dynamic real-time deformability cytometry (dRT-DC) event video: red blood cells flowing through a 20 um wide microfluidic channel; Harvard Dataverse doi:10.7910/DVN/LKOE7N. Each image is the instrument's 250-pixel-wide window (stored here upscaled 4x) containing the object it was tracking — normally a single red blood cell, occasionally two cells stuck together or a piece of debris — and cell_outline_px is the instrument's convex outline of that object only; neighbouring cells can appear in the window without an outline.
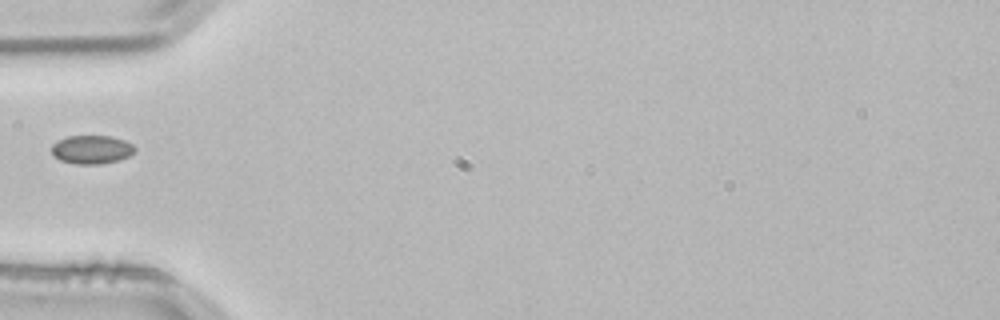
{"species": "common noctule bat (a hibernating species)", "species_latin": "Nyctalus noctula", "temperature_condition": "room temperature", "stored_images_in_passage": 16, "camera_frame_rate_fps": 3000, "um_per_image_px": 0.085, "animal": {"sex": "male", "body_mass_g": 21.5, "forearm_length_mm": 52.0}, "frame": {"image": 1, "passage_image": 1, "time_ms": 0.0, "image_size_px": [1000, 320], "cell_outline_px": [[136, 148], [128, 156], [116, 160], [100, 164], [76, 164], [60, 160], [52, 156], [52, 144], [56, 140], [68, 136], [112, 136], [124, 140], [132, 144]], "centroid_in_image_um": [7.74, 12.7], "position_along_channel_um": 77.3, "area_um2": 13.81}}